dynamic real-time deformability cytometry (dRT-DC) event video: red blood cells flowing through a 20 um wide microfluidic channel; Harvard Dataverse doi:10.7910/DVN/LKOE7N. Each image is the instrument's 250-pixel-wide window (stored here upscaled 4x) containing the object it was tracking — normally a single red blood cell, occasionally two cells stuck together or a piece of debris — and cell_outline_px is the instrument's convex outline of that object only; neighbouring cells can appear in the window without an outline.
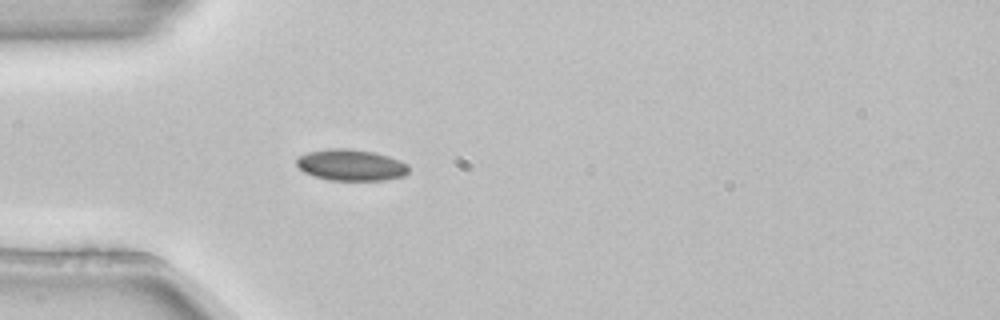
{"species": "common noctule bat (a hibernating species)", "species_latin": "Nyctalus noctula", "temperature_condition": "room temperature", "stored_images_in_passage": 3, "camera_frame_rate_fps": 3000, "um_per_image_px": 0.085, "animal": {"sex": "female", "body_mass_g": 22.7, "forearm_length_mm": 54.2}, "frame": {"image": 1, "passage_image": 3, "time_ms": 0.667, "image_size_px": [1000, 320], "cell_outline_px": [[408, 172], [404, 176], [384, 180], [328, 180], [312, 176], [304, 172], [296, 164], [296, 156], [308, 152], [328, 148], [352, 148], [372, 152], [388, 156], [400, 160], [408, 164]], "centroid_in_image_um": [29.8, 14.02], "position_along_channel_um": 55.2, "area_um2": 20.69}}